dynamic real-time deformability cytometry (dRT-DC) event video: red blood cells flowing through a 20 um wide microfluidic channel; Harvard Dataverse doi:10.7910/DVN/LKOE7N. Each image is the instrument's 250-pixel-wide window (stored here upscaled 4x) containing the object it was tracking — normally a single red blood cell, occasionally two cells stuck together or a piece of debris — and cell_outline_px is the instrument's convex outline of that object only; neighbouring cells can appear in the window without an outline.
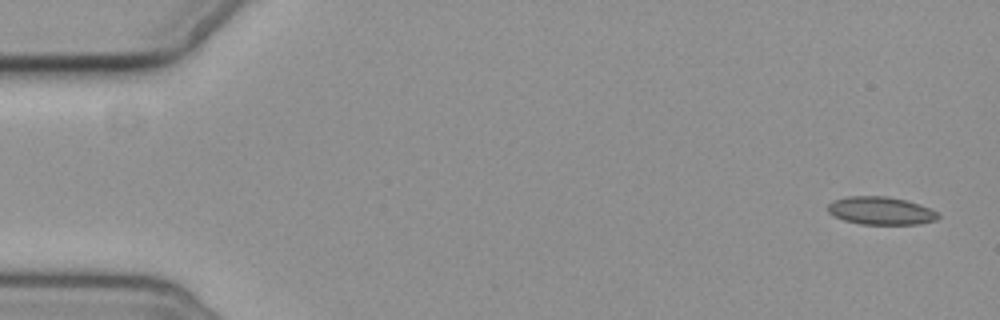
{"species": "common noctule bat (a hibernating species)", "species_latin": "Nyctalus noctula", "temperature_condition": "cold", "stored_images_in_passage": 2, "camera_frame_rate_fps": 3000, "um_per_image_px": 0.085, "animal": {"sex": "female", "body_mass_g": 19.3, "forearm_length_mm": 54.1}, "frame": {"image": 1, "passage_image": 2, "time_ms": 2.0, "image_size_px": [1000, 320], "cell_outline_px": [[940, 216], [936, 220], [920, 224], [860, 224], [844, 220], [828, 212], [828, 204], [832, 200], [848, 196], [888, 196], [908, 200], [920, 204], [936, 212]], "centroid_in_image_um": [74.87, 17.9], "position_along_channel_um": 10.1, "area_um2": 17.98}}